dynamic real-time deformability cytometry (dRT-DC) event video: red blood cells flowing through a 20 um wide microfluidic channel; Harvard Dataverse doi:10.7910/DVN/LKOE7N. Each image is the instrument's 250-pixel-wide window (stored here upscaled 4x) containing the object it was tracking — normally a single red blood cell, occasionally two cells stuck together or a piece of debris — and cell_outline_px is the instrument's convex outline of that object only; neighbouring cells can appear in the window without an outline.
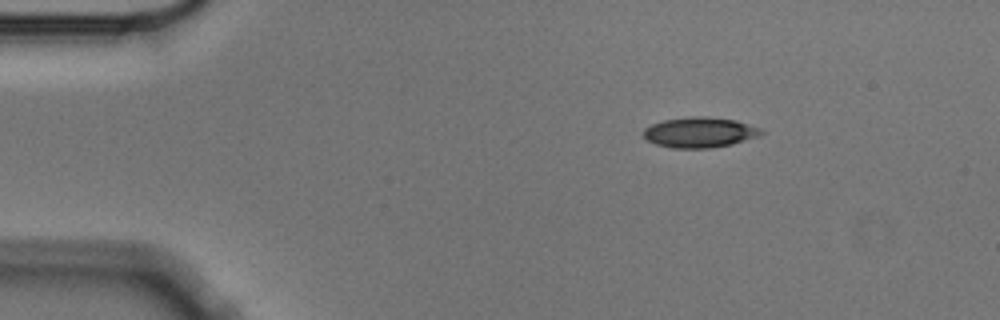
{"species": "Egyptian fruit bat (a non-hibernating species)", "species_latin": "Rousettus aegyptiacus", "temperature_condition": "cold", "stored_images_in_passage": 3, "camera_frame_rate_fps": 3000, "um_per_image_px": 0.085, "animal": {"sex": "male"}, "frame": {"image": 1, "passage_image": 1, "time_ms": 0.0, "image_size_px": [1000, 320], "cell_outline_px": [[764, 132], [760, 136], [732, 144], [708, 148], [672, 148], [656, 144], [648, 140], [644, 136], [644, 128], [652, 124], [664, 120], [692, 116], [708, 116], [736, 120], [760, 128]], "centroid_in_image_um": [59.49, 11.24], "position_along_channel_um": 25.5, "area_um2": 20.81}}
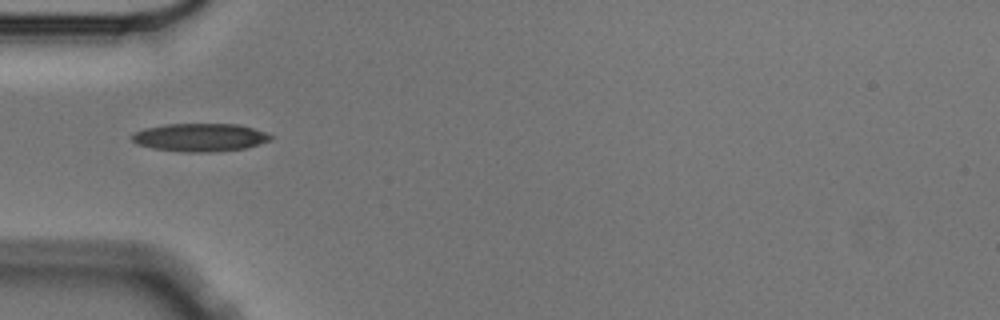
{"frame": {"image": 2, "passage_image": 3, "time_ms": 0.667, "image_size_px": [1000, 320], "cell_outline_px": [[272, 140], [260, 144], [244, 148], [212, 152], [184, 152], [152, 148], [136, 144], [132, 140], [132, 136], [136, 132], [144, 128], [164, 124], [236, 124], [252, 128], [264, 132], [272, 136]], "centroid_in_image_um": [16.99, 11.68], "position_along_channel_um": 68.0, "area_um2": 22.6}}